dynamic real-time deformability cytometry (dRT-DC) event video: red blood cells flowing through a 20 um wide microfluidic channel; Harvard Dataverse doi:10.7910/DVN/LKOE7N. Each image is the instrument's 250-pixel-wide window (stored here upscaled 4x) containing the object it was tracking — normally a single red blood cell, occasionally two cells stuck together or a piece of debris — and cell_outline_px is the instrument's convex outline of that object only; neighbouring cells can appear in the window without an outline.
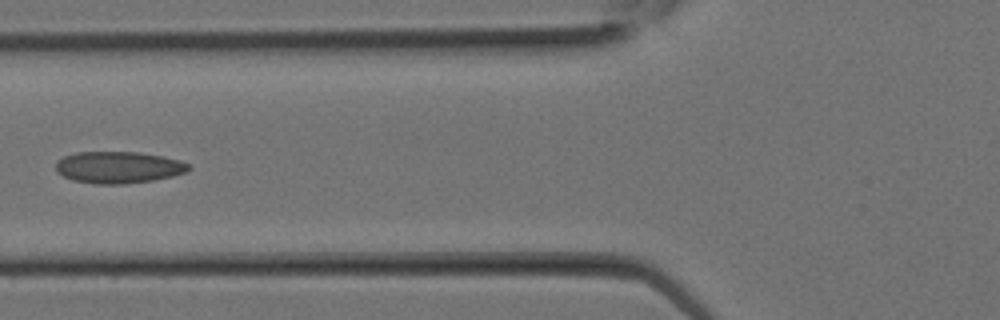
{"species": "Egyptian fruit bat (a non-hibernating species)", "species_latin": "Rousettus aegyptiacus", "temperature_condition": "room temperature", "stored_images_in_passage": 11, "camera_frame_rate_fps": 3000, "um_per_image_px": 0.085, "animal": {"sex": "female"}, "frame": {"image": 1, "passage_image": 10, "time_ms": 3.0, "image_size_px": [1000, 320], "cell_outline_px": [[192, 168], [188, 172], [172, 176], [152, 180], [124, 184], [96, 184], [72, 180], [64, 176], [56, 168], [56, 160], [64, 156], [76, 152], [140, 152], [164, 156], [180, 160], [188, 164]], "centroid_in_image_um": [10.1, 14.22], "position_along_channel_um": 115.7, "area_um2": 24.68}}